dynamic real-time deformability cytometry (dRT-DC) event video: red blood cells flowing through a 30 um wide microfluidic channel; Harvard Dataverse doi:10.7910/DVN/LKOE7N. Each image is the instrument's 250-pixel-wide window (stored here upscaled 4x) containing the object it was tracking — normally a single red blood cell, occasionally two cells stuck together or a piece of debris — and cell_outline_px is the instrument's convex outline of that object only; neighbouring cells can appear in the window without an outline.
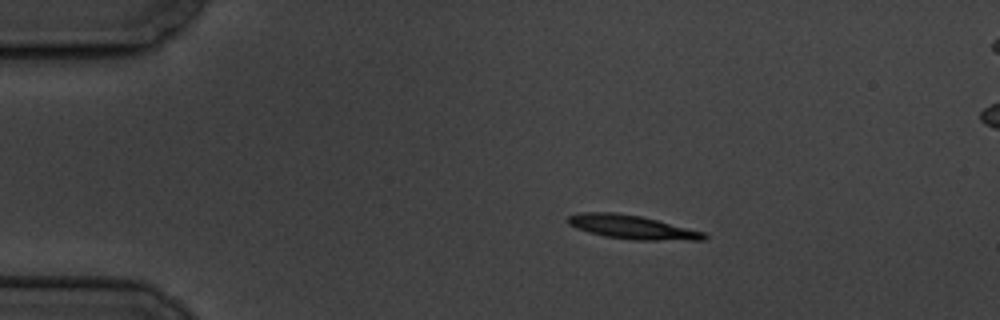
{"species": "common noctule bat (a hibernating species)", "species_latin": "Nyctalus noctula", "temperature_condition": "cold", "stored_images_in_passage": 48, "camera_frame_rate_fps": 3000, "um_per_image_px": 0.085, "animal": {"sex": "male", "body_mass_g": 19.5, "forearm_length_mm": 54.6}, "frame": {"image": 1, "passage_image": 1, "time_ms": 0.0, "image_size_px": [1000, 320], "cell_outline_px": [[708, 236], [704, 240], [632, 240], [604, 236], [588, 232], [576, 228], [568, 224], [568, 216], [580, 212], [616, 212], [640, 216], [704, 232]], "centroid_in_image_um": [53.69, 19.31], "position_along_channel_um": 31.3, "area_um2": 18.79}}
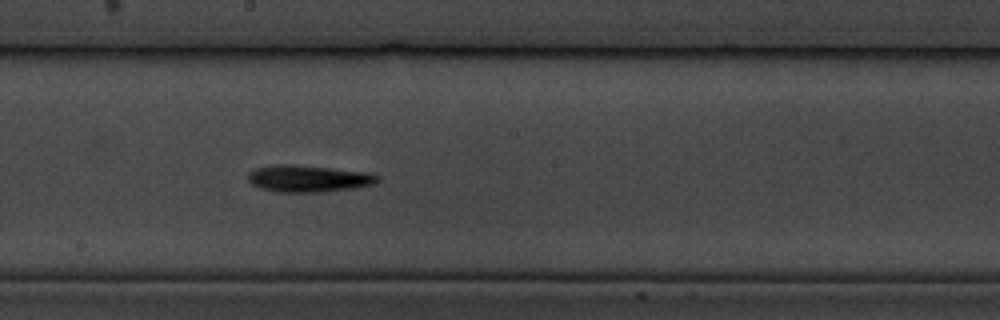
{"frame": {"image": 2, "passage_image": 22, "time_ms": 7.0, "image_size_px": [1000, 320], "cell_outline_px": [[380, 180], [376, 184], [356, 188], [320, 192], [276, 192], [260, 188], [252, 184], [248, 180], [248, 172], [256, 168], [276, 164], [288, 164], [332, 168], [372, 172], [380, 176]], "centroid_in_image_um": [26.27, 15.18], "position_along_channel_um": 221.9, "area_um2": 20.58}}
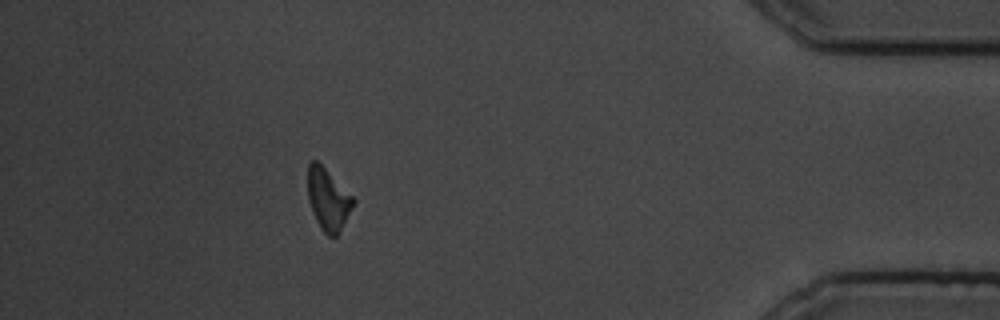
{"frame": {"image": 3, "passage_image": 42, "time_ms": 13.667, "image_size_px": [1000, 320], "cell_outline_px": [[356, 200], [352, 208], [336, 236], [328, 236], [320, 228], [312, 212], [308, 200], [308, 164], [312, 160], [316, 160]], "centroid_in_image_um": [27.86, 16.95], "position_along_channel_um": 407.3, "area_um2": 15.95}, "authors_computed_cell_mechanics": {"area_um2": 18.0047, "velocity_mm_per_s": 3.4789, "shape_relaxation_time_tau1_ms": 5.4541, "shape_relaxation_time_tau2_ms": 10.3497, "deformation_change_tau1": 0.2054, "deformation_change_tau2": 0.1685}}